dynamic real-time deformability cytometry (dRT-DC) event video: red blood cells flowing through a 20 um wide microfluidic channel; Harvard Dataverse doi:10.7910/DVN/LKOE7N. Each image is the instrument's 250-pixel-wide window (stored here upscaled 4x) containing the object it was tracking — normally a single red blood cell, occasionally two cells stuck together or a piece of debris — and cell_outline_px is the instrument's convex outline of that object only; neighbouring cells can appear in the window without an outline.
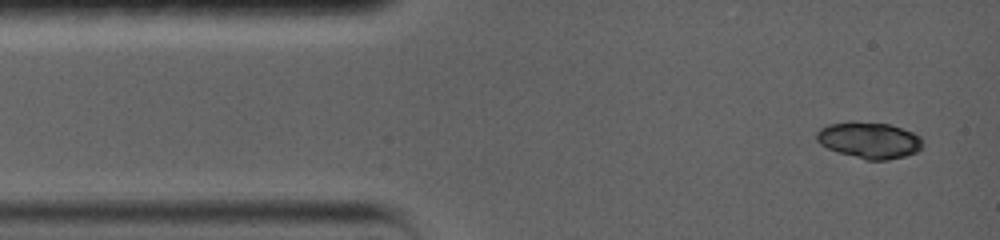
{"species": "common noctule bat (a hibernating species)", "species_latin": "Nyctalus noctula", "temperature_condition": "warm", "stored_images_in_passage": 4, "camera_frame_rate_fps": 5000, "um_per_image_px": 0.085, "animal": {"sex": "female", "body_mass_g": 19.0, "forearm_length_mm": 56.7}, "frame": {"image": 1, "passage_image": 1, "time_ms": 0.0, "image_size_px": [1000, 240], "cell_outline_px": [[924, 144], [916, 152], [904, 156], [888, 160], [864, 160], [828, 148], [820, 144], [816, 140], [816, 132], [820, 128], [828, 124], [848, 120], [852, 120], [888, 124], [912, 132], [920, 136], [924, 140]], "centroid_in_image_um": [73.87, 11.9], "position_along_channel_um": 11.1, "area_um2": 22.72}}
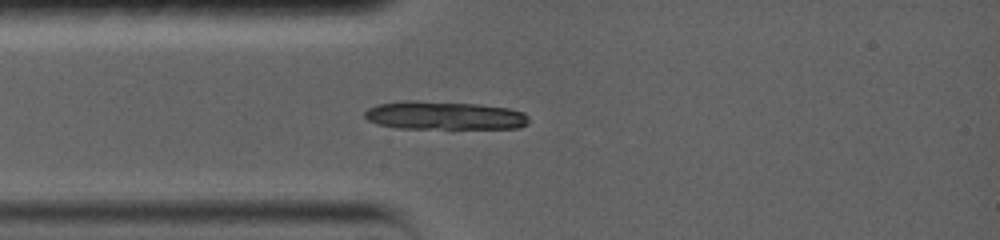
{"frame": {"image": 2, "passage_image": 4, "time_ms": 2.6, "image_size_px": [1000, 240], "cell_outline_px": [[528, 124], [520, 128], [396, 128], [376, 124], [368, 120], [364, 116], [364, 112], [368, 108], [376, 104], [404, 100], [416, 100], [480, 104], [508, 108], [524, 112], [528, 116]], "centroid_in_image_um": [37.74, 9.81], "position_along_channel_um": 47.3, "area_um2": 27.4}}